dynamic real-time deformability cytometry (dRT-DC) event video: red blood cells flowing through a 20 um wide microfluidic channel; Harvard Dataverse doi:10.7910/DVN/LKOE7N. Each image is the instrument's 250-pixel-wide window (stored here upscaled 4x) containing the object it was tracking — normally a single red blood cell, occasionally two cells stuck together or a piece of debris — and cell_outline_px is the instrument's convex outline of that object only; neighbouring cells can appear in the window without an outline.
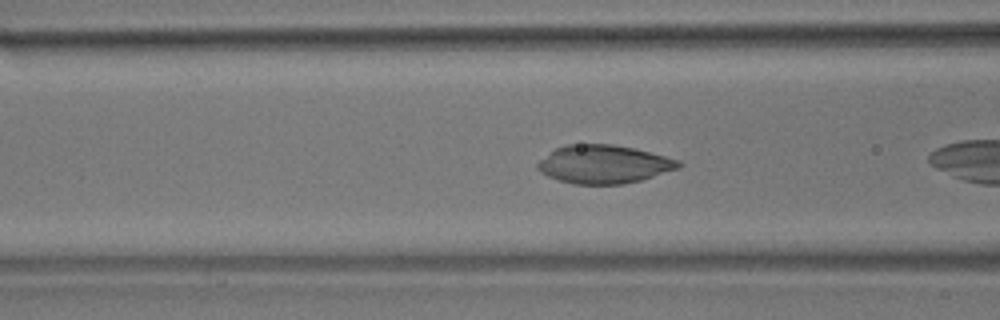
{"species": "common noctule bat (a hibernating species)", "species_latin": "Nyctalus noctula", "temperature_condition": "room temperature", "stored_images_in_passage": 7, "camera_frame_rate_fps": 3000, "um_per_image_px": 0.085, "animal": {"sex": "male", "body_mass_g": 17.9}, "frame": {"image": 1, "passage_image": 5, "time_ms": 1.333, "image_size_px": [1000, 320], "cell_outline_px": [[684, 164], [680, 168], [640, 180], [624, 184], [572, 184], [548, 176], [540, 172], [536, 168], [536, 164], [540, 160], [556, 148], [564, 144], [612, 144], [632, 148], [680, 160]], "centroid_in_image_um": [51.32, 13.96], "position_along_channel_um": 115.3, "area_um2": 31.39}}